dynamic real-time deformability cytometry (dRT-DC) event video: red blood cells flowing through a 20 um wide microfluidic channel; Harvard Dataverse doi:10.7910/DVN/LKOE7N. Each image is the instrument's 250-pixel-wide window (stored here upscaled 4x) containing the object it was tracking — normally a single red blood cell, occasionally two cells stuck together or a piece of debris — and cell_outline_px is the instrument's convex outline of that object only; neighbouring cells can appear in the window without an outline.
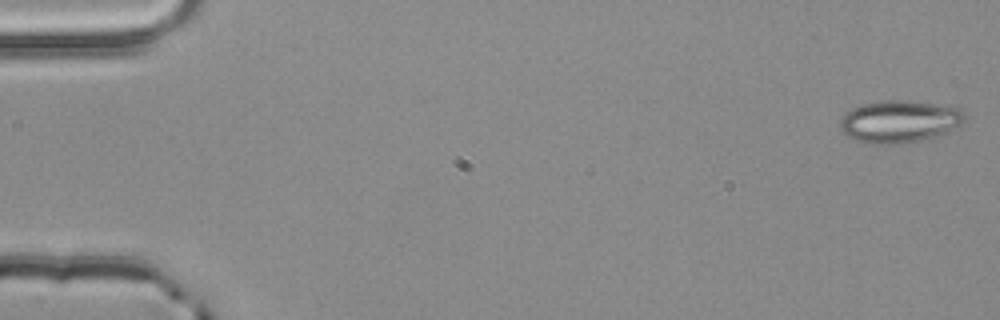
{"species": "common noctule bat (a hibernating species)", "species_latin": "Nyctalus noctula", "temperature_condition": "room temperature", "stored_images_in_passage": 54, "camera_frame_rate_fps": 3000, "um_per_image_px": 0.085, "animal": {"sex": "male", "body_mass_g": 20.4}, "frame": {"image": 1, "passage_image": 1, "time_ms": 0.0, "image_size_px": [1000, 320], "cell_outline_px": [[964, 120], [960, 124], [948, 132], [936, 136], [920, 140], [900, 144], [864, 144], [848, 136], [840, 128], [840, 120], [852, 108], [864, 104], [884, 100], [908, 100], [960, 108], [964, 112]], "centroid_in_image_um": [76.44, 10.34], "position_along_channel_um": 8.6, "area_um2": 30.58}}
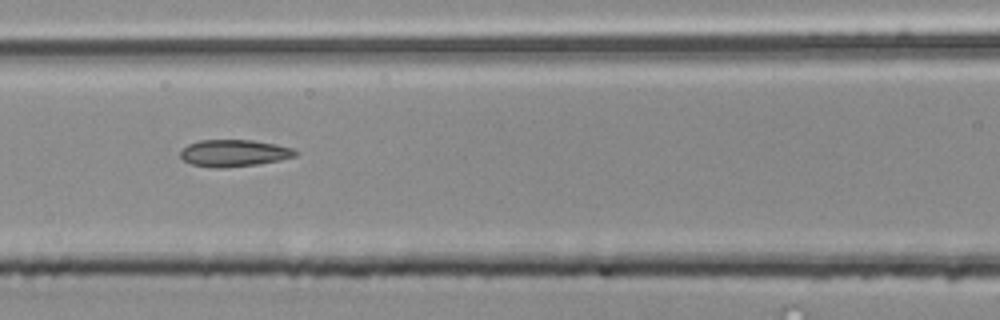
{"frame": {"image": 2, "passage_image": 24, "time_ms": 7.667, "image_size_px": [1000, 320], "cell_outline_px": [[300, 152], [296, 156], [280, 160], [256, 164], [224, 168], [212, 168], [192, 164], [184, 160], [180, 156], [180, 152], [188, 144], [200, 140], [252, 140], [276, 144], [292, 148]], "centroid_in_image_um": [19.91, 13.01], "position_along_channel_um": 146.7, "area_um2": 18.03}}
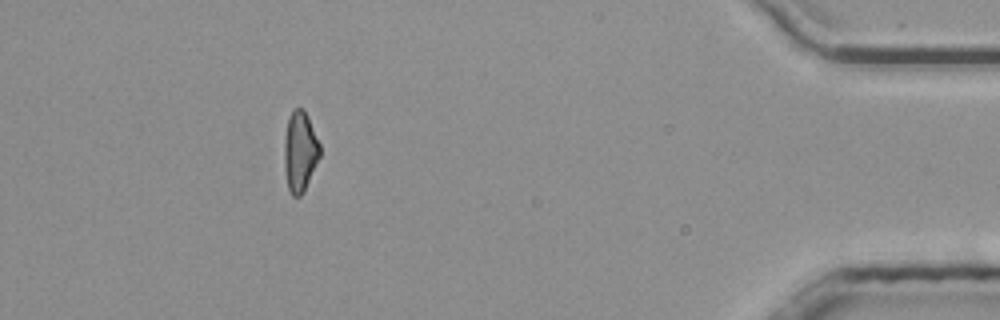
{"frame": {"image": 3, "passage_image": 49, "time_ms": 16.0, "image_size_px": [1000, 320], "cell_outline_px": [[320, 156], [304, 192], [300, 196], [292, 196], [288, 188], [284, 168], [284, 140], [288, 120], [292, 108], [304, 108], [308, 116], [320, 144]], "centroid_in_image_um": [25.5, 12.87], "position_along_channel_um": 409.7, "area_um2": 16.82}, "authors_computed_cell_mechanics": {"area_um2": 17.8602, "velocity_mm_per_s": 3.8657, "shape_relaxation_time_tau1_ms": null, "shape_relaxation_time_tau2_ms": 1.9452, "deformation_change_tau1": null, "deformation_change_tau2": 0.103}}